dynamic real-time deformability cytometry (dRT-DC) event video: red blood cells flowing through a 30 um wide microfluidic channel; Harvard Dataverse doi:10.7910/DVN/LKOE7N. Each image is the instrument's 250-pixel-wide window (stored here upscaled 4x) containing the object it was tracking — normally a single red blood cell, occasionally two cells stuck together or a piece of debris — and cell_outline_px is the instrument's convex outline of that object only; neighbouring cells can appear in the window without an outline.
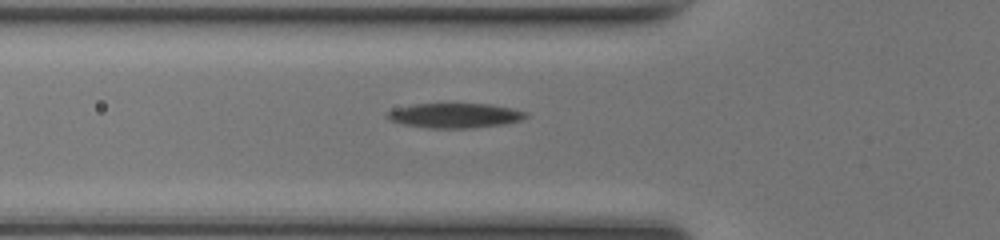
{"species": "common noctule bat (a hibernating species)", "species_latin": "Nyctalus noctula", "temperature_condition": "room temperature", "stored_images_in_passage": 37, "segment_of_instrument_passage": [1, 2], "camera_frame_rate_fps": 3000, "um_per_image_px": 0.085, "animal": {"sex": "female", "body_mass_g": 17.0, "forearm_length_mm": 48.0}, "frame": {"image": 1, "passage_image": 3, "time_ms": 0.667, "image_size_px": [1000, 240], "cell_outline_px": [[528, 116], [520, 120], [504, 124], [472, 128], [432, 128], [404, 124], [388, 120], [388, 112], [396, 108], [416, 104], [492, 104], [512, 108], [528, 112]], "centroid_in_image_um": [38.72, 9.82], "position_along_channel_um": 87.1, "area_um2": 19.83}}
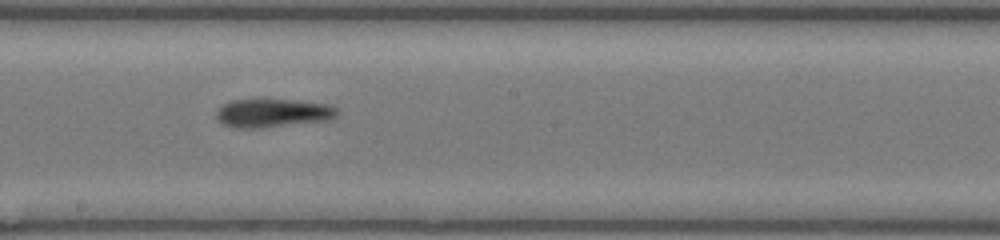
{"frame": {"image": 2, "passage_image": 13, "time_ms": 4.0, "image_size_px": [1000, 240], "cell_outline_px": [[336, 116], [328, 120], [260, 128], [236, 128], [224, 124], [216, 116], [216, 112], [224, 104], [232, 100], [292, 100], [324, 104], [336, 108]], "centroid_in_image_um": [23.16, 9.62], "position_along_channel_um": 225.0, "area_um2": 19.54}}
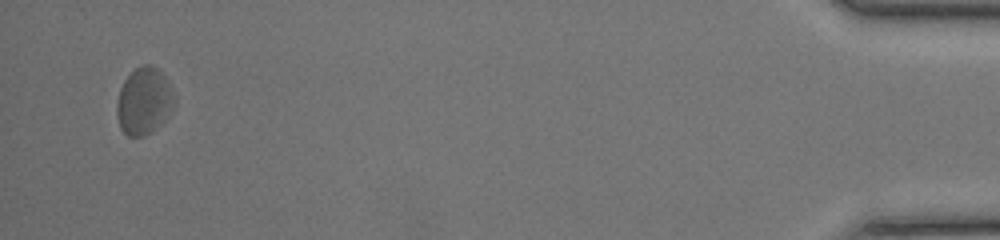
{"frame": {"image": 3, "passage_image": 34, "time_ms": 11.0, "image_size_px": [1000, 240], "cell_outline_px": [[176, 96], [152, 128], [144, 136], [128, 136], [120, 128], [116, 116], [116, 104], [120, 88], [124, 80], [136, 68], [144, 64], [152, 64], [164, 76]], "centroid_in_image_um": [12.13, 8.53], "position_along_channel_um": 423.1, "area_um2": 21.27}}